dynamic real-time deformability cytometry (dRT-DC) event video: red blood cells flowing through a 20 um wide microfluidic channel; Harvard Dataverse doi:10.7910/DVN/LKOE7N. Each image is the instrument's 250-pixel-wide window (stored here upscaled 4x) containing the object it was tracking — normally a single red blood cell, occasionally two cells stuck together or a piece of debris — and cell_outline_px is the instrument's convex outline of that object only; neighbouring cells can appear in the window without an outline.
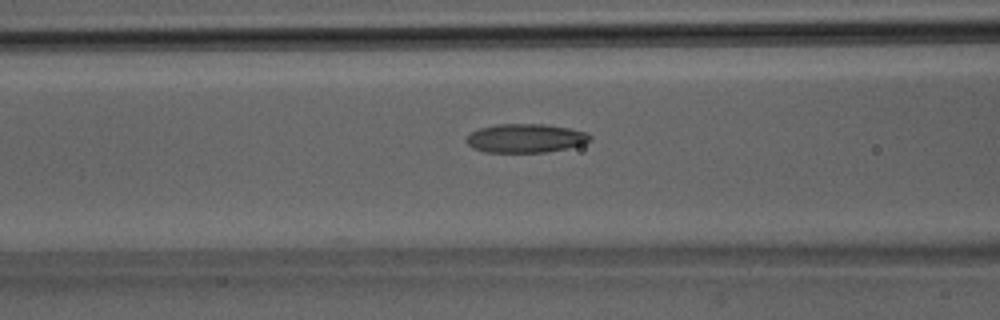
{"species": "Egyptian fruit bat (a non-hibernating species)", "species_latin": "Rousettus aegyptiacus", "temperature_condition": "room temperature", "stored_images_in_passage": 38, "camera_frame_rate_fps": 3000, "um_per_image_px": 0.085, "animal": {"sex": "male"}, "frame": {"image": 1, "passage_image": 16, "time_ms": 5.0, "image_size_px": [1000, 320], "cell_outline_px": [[592, 140], [584, 144], [568, 148], [544, 152], [484, 152], [472, 148], [464, 140], [472, 132], [480, 128], [496, 124], [544, 124], [568, 128], [584, 132], [592, 136]], "centroid_in_image_um": [44.66, 11.75], "position_along_channel_um": 121.9, "area_um2": 20.75}}
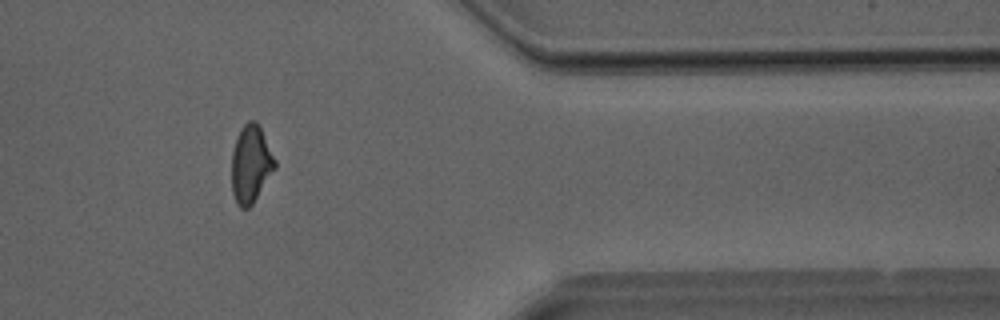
{"frame": {"image": 2, "passage_image": 32, "time_ms": 10.333, "image_size_px": [1000, 320], "cell_outline_px": [[276, 168], [252, 204], [248, 208], [240, 208], [236, 204], [232, 192], [232, 152], [240, 128], [248, 120], [256, 120], [276, 160]], "centroid_in_image_um": [21.31, 13.96], "position_along_channel_um": 390.1, "area_um2": 19.48}}
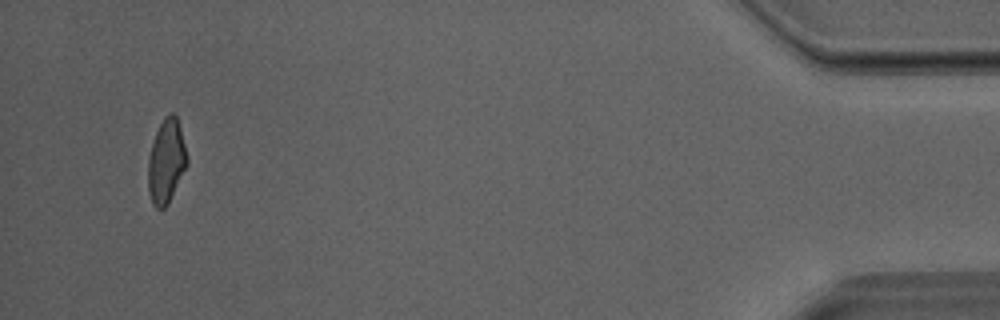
{"frame": {"image": 3, "passage_image": 37, "time_ms": 12.0, "image_size_px": [1000, 320], "cell_outline_px": [[188, 164], [168, 204], [164, 208], [156, 208], [152, 204], [148, 192], [148, 156], [156, 132], [164, 116], [168, 112], [172, 112], [176, 116], [180, 128], [188, 160]], "centroid_in_image_um": [14.12, 13.72], "position_along_channel_um": 421.1, "area_um2": 19.07}}